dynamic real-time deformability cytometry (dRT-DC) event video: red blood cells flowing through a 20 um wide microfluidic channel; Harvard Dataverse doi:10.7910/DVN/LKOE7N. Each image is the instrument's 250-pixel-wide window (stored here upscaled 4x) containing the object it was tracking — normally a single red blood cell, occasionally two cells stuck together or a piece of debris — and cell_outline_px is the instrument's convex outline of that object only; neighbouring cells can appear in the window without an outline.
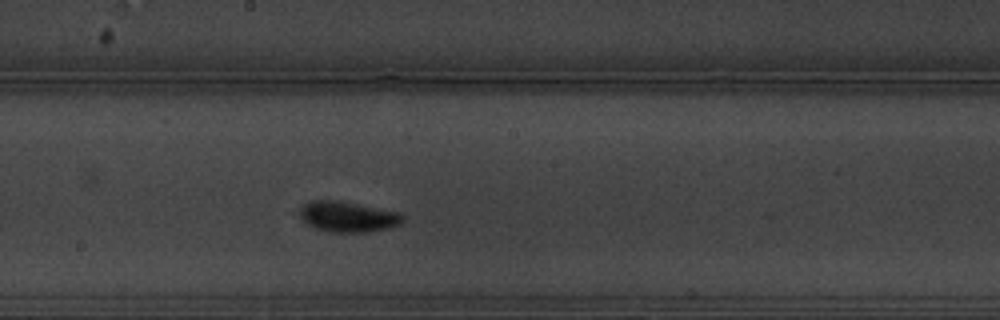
{"species": "common noctule bat (a hibernating species)", "species_latin": "Nyctalus noctula", "temperature_condition": "warm", "stored_images_in_passage": 48, "camera_frame_rate_fps": 3000, "um_per_image_px": 0.085, "animal": {"sex": "male", "body_mass_g": 19.5, "forearm_length_mm": 54.6}, "frame": {"image": 1, "passage_image": 21, "time_ms": 6.667, "image_size_px": [1000, 320], "cell_outline_px": [[404, 220], [400, 224], [388, 228], [368, 232], [328, 232], [316, 228], [300, 220], [300, 208], [304, 204], [312, 200], [336, 200], [400, 212], [404, 216]], "centroid_in_image_um": [29.56, 18.42], "position_along_channel_um": 218.6, "area_um2": 18.38}, "authors_computed_cell_mechanics": {"area_um2": 16.9354, "velocity_mm_per_s": 3.2938, "shape_relaxation_time_tau1_ms": 2.7271, "shape_relaxation_time_tau2_ms": null, "deformation_change_tau1": 0.1654, "deformation_change_tau2": null}}